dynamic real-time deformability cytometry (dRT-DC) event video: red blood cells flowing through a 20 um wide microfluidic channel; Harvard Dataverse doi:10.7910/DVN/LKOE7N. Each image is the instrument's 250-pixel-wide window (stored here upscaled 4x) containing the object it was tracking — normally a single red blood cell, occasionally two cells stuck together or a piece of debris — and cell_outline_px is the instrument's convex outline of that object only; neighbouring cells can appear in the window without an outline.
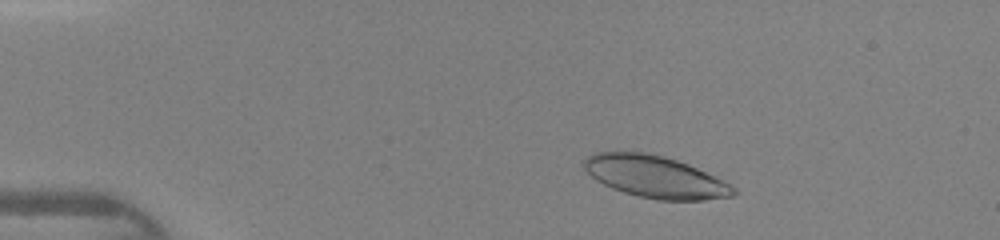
{"species": "human", "species_latin": "Homo sapiens", "temperature_condition": "warm", "stored_images_in_passage": 42, "camera_frame_rate_fps": 3000, "um_per_image_px": 0.085, "donor": {"sex": "female"}, "frame": {"image": 1, "passage_image": 5, "time_ms": 1.333, "image_size_px": [1000, 240], "cell_outline_px": [[736, 192], [732, 196], [704, 200], [660, 200], [640, 196], [624, 192], [612, 188], [596, 180], [580, 164], [592, 152], [644, 152], [676, 160], [688, 164], [736, 188]], "centroid_in_image_um": [55.64, 15.02], "position_along_channel_um": 29.4, "area_um2": 35.95}}
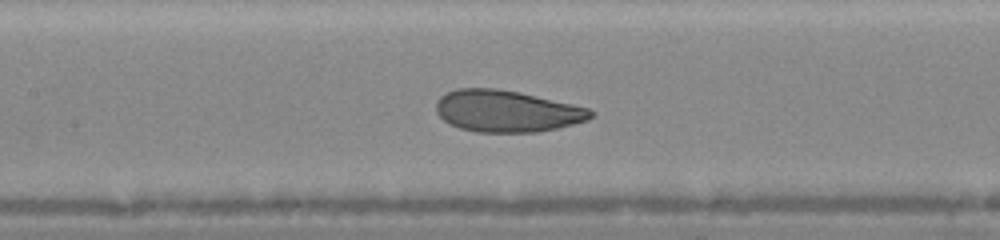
{"frame": {"image": 2, "passage_image": 19, "time_ms": 6.0, "image_size_px": [1000, 240], "cell_outline_px": [[596, 116], [588, 120], [556, 128], [536, 132], [476, 132], [460, 128], [448, 124], [436, 112], [436, 100], [440, 96], [456, 88], [496, 88], [520, 92], [572, 104], [588, 108], [596, 112]], "centroid_in_image_um": [43.07, 9.44], "position_along_channel_um": 164.3, "area_um2": 37.74}}
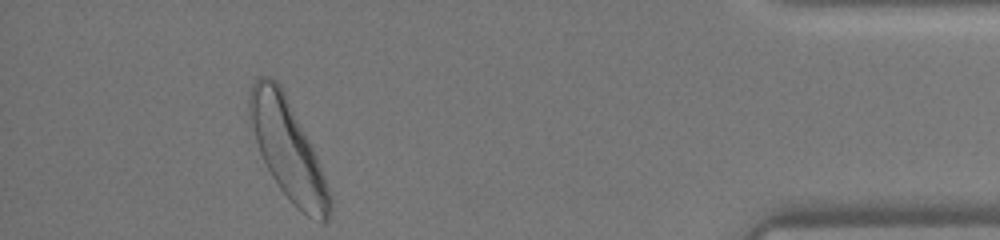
{"frame": {"image": 3, "passage_image": 39, "time_ms": 12.667, "image_size_px": [1000, 240], "cell_outline_px": [[332, 208], [328, 220], [324, 224], [308, 216], [296, 208], [280, 188], [272, 176], [260, 152], [248, 120], [248, 96], [252, 84], [260, 76], [268, 76], [276, 80], [280, 84], [320, 164], [332, 196]], "centroid_in_image_um": [24.46, 12.72], "position_along_channel_um": 410.7, "area_um2": 45.89}}